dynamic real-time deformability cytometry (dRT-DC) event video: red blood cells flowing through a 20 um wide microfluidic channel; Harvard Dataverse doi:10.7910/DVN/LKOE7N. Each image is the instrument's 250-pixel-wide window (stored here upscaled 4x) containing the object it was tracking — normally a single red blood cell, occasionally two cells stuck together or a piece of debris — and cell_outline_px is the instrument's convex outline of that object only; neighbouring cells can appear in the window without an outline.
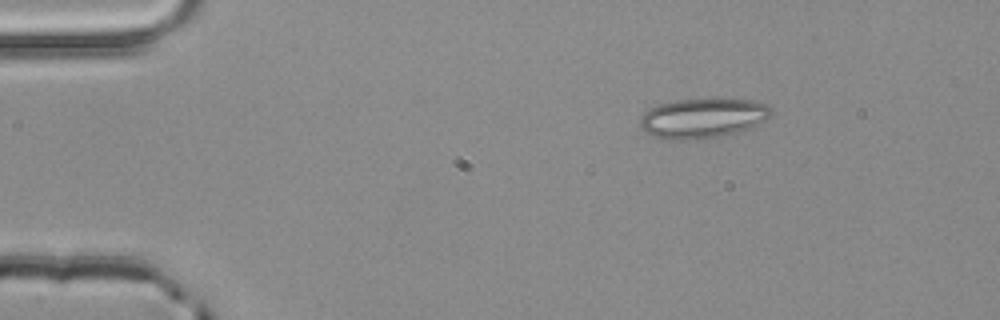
{"species": "common noctule bat (a hibernating species)", "species_latin": "Nyctalus noctula", "temperature_condition": "room temperature", "stored_images_in_passage": 2, "camera_frame_rate_fps": 3000, "um_per_image_px": 0.085, "animal": {"sex": "male", "body_mass_g": 20.4}, "frame": {"image": 1, "passage_image": 1, "time_ms": 0.0, "image_size_px": [1000, 320], "cell_outline_px": [[772, 116], [740, 132], [724, 136], [692, 140], [660, 140], [644, 132], [640, 128], [640, 116], [648, 108], [660, 104], [676, 100], [752, 100], [768, 104], [772, 108]], "centroid_in_image_um": [59.69, 10.08], "position_along_channel_um": 25.3, "area_um2": 30.69}}